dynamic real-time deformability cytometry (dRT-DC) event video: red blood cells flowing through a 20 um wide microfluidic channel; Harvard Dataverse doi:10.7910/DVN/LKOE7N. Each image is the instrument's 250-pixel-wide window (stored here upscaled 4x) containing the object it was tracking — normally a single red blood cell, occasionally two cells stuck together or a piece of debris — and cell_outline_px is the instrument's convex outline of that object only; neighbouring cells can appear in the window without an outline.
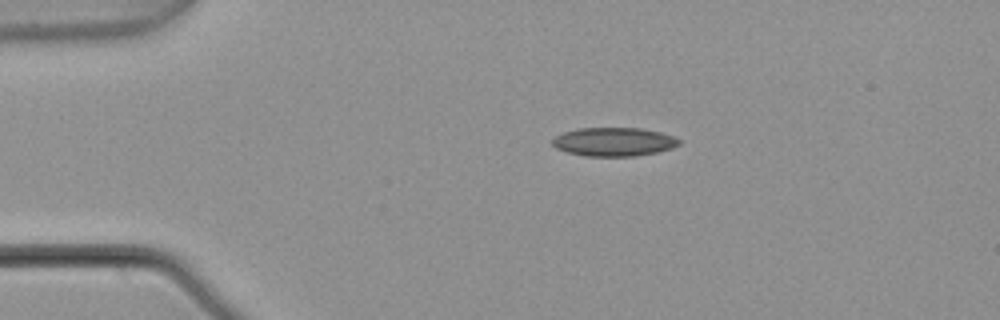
{"species": "common noctule bat (a hibernating species)", "species_latin": "Nyctalus noctula", "temperature_condition": "warm", "stored_images_in_passage": 3, "camera_frame_rate_fps": 3000, "um_per_image_px": 0.085, "animal": {"sex": "male", "body_mass_g": 21.5, "forearm_length_mm": 52.0}, "frame": {"image": 1, "passage_image": 1, "time_ms": 0.0, "image_size_px": [1000, 320], "cell_outline_px": [[680, 144], [672, 148], [660, 152], [636, 156], [584, 156], [568, 152], [556, 148], [552, 144], [552, 140], [556, 136], [564, 132], [580, 128], [640, 128], [660, 132], [672, 136], [680, 140]], "centroid_in_image_um": [52.19, 12.06], "position_along_channel_um": 32.8, "area_um2": 21.15}}
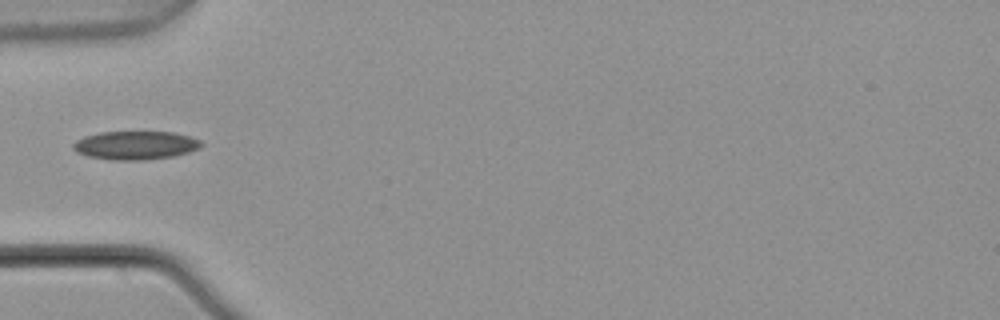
{"frame": {"image": 2, "passage_image": 3, "time_ms": 0.667, "image_size_px": [1000, 320], "cell_outline_px": [[204, 144], [200, 148], [188, 152], [172, 156], [144, 160], [112, 160], [88, 156], [76, 152], [72, 148], [72, 144], [76, 140], [84, 136], [100, 132], [172, 132], [188, 136], [200, 140]], "centroid_in_image_um": [11.49, 12.35], "position_along_channel_um": 73.5, "area_um2": 21.27}}